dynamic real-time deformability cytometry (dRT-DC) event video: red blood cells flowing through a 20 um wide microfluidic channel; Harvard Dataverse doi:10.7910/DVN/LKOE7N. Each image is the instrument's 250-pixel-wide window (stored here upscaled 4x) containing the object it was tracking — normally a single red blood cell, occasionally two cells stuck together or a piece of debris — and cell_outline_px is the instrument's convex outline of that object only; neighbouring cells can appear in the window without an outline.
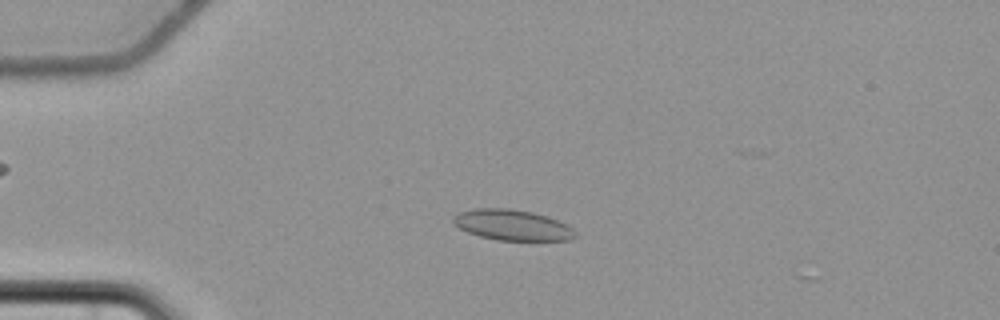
{"species": "common noctule bat (a hibernating species)", "species_latin": "Nyctalus noctula", "temperature_condition": "cold", "stored_images_in_passage": 4, "camera_frame_rate_fps": 3000, "um_per_image_px": 0.085, "animal": {"sex": "female", "body_mass_g": 22.7, "forearm_length_mm": 54.2}, "frame": {"image": 1, "passage_image": 3, "time_ms": 2.333, "image_size_px": [1000, 320], "cell_outline_px": [[576, 236], [572, 240], [496, 240], [480, 236], [468, 232], [460, 228], [452, 220], [460, 212], [476, 208], [512, 208], [532, 212], [548, 216], [568, 224], [576, 232]], "centroid_in_image_um": [43.6, 19.12], "position_along_channel_um": 41.4, "area_um2": 21.79}}